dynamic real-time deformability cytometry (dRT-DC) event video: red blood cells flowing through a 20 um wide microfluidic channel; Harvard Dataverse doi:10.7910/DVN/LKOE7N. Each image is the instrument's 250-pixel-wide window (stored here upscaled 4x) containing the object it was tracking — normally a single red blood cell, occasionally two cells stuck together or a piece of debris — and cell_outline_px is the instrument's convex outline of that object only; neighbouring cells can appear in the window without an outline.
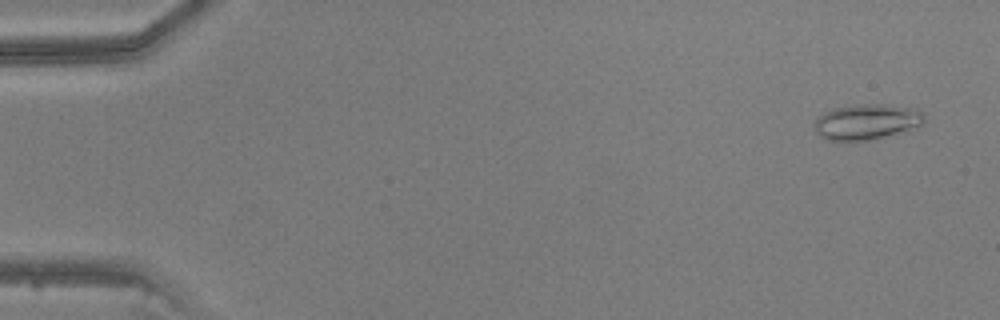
{"species": "common noctule bat (a hibernating species)", "species_latin": "Nyctalus noctula", "temperature_condition": "warm", "stored_images_in_passage": 48, "camera_frame_rate_fps": 3000, "um_per_image_px": 0.085, "animal": {"sex": "male", "body_mass_g": 20.5, "forearm_length_mm": 52.5}, "frame": {"image": 1, "passage_image": 3, "time_ms": 0.667, "image_size_px": [1000, 320], "cell_outline_px": [[924, 120], [920, 124], [908, 132], [868, 140], [828, 140], [820, 136], [816, 132], [816, 120], [824, 112], [832, 108], [864, 104], [884, 104], [920, 108], [924, 112]], "centroid_in_image_um": [73.75, 10.34], "position_along_channel_um": 11.3, "area_um2": 22.89}}
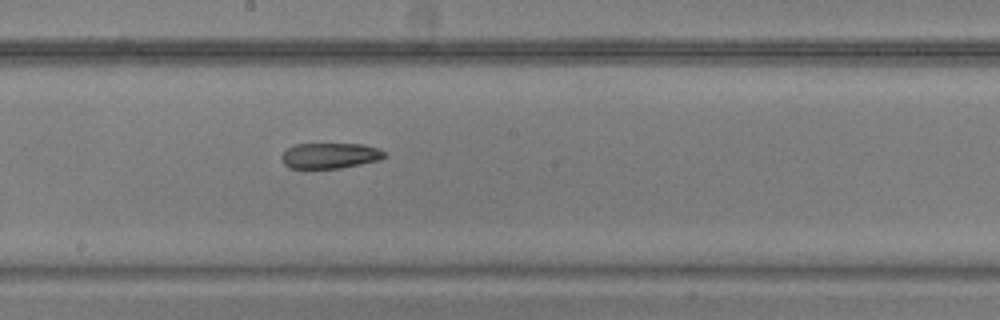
{"frame": {"image": 2, "passage_image": 27, "time_ms": 8.667, "image_size_px": [1000, 320], "cell_outline_px": [[388, 156], [380, 160], [340, 168], [288, 168], [284, 164], [280, 156], [288, 148], [296, 144], [364, 144], [380, 148]], "centroid_in_image_um": [28.08, 13.22], "position_along_channel_um": 220.1, "area_um2": 15.43}}
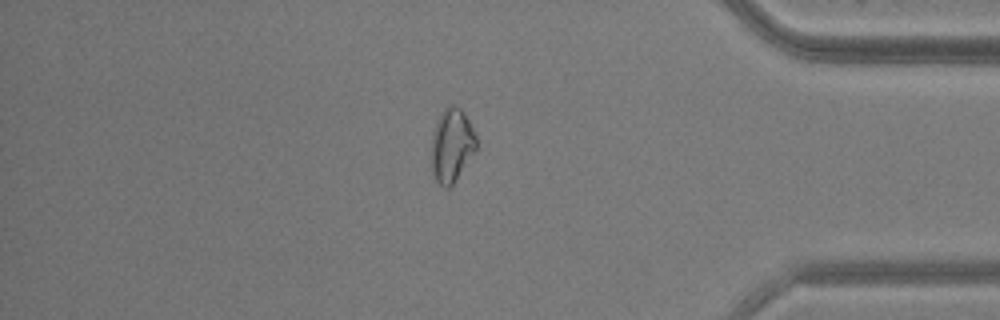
{"frame": {"image": 3, "passage_image": 41, "time_ms": 13.333, "image_size_px": [1000, 320], "cell_outline_px": [[476, 152], [452, 184], [448, 188], [444, 188], [432, 176], [432, 132], [436, 120], [444, 108], [448, 104], [456, 104], [464, 112], [476, 136]], "centroid_in_image_um": [38.39, 12.32], "position_along_channel_um": 396.8, "area_um2": 19.42}}